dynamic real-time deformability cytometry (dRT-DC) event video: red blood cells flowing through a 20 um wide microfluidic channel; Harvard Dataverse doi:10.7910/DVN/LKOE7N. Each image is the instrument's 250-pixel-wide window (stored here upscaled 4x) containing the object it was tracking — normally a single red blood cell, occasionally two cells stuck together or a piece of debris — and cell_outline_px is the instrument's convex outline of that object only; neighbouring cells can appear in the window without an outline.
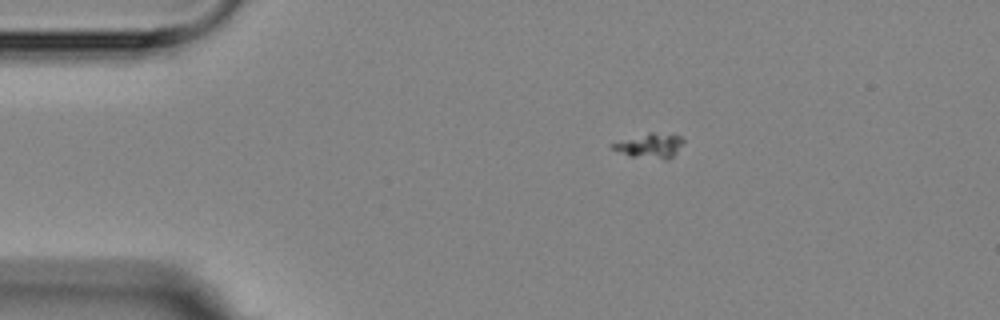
{"species": "Egyptian fruit bat (a non-hibernating species)", "species_latin": "Rousettus aegyptiacus", "temperature_condition": "room temperature", "stored_images_in_passage": 4, "camera_frame_rate_fps": 3000, "um_per_image_px": 0.085, "animal": {"sex": "female"}, "frame": {"image": 1, "passage_image": 3, "time_ms": 3.333, "image_size_px": [1000, 320], "cell_outline_px": [[684, 140], [676, 152], [668, 160], [664, 160], [628, 156], [612, 148], [608, 144], [648, 132], [652, 132], [680, 136]], "centroid_in_image_um": [55.2, 12.39], "position_along_channel_um": 29.8, "area_um2": 10.17}}